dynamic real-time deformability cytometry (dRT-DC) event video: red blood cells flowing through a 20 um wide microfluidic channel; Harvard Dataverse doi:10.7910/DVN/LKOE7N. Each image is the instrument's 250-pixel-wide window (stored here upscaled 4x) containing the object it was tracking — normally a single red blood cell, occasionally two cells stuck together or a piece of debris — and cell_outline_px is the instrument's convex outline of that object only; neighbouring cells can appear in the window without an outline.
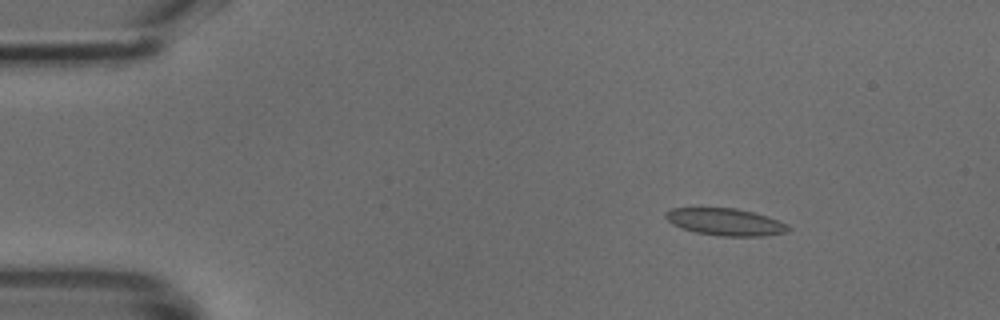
{"species": "common noctule bat (a hibernating species)", "species_latin": "Nyctalus noctula", "temperature_condition": "cold", "stored_images_in_passage": 47, "camera_frame_rate_fps": 3000, "um_per_image_px": 0.085, "animal": {"sex": "male", "body_mass_g": 18.8}, "frame": {"image": 1, "passage_image": 6, "time_ms": 1.667, "image_size_px": [1000, 320], "cell_outline_px": [[792, 228], [788, 232], [764, 236], [720, 236], [696, 232], [680, 228], [672, 224], [664, 216], [664, 212], [672, 208], [736, 208], [768, 216], [788, 224]], "centroid_in_image_um": [61.68, 18.87], "position_along_channel_um": 23.3, "area_um2": 19.54}}
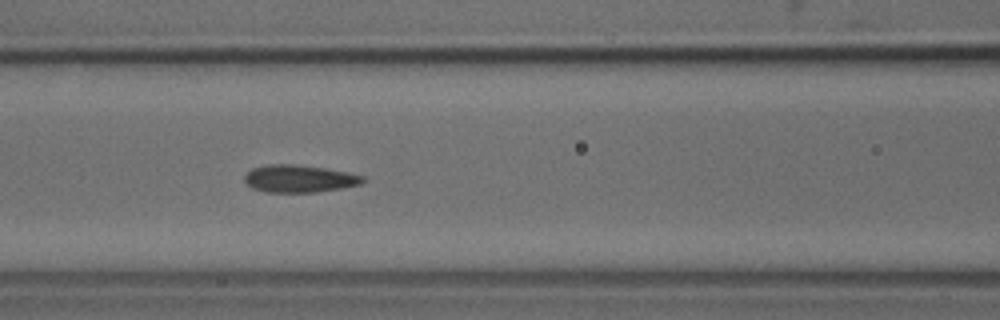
{"frame": {"image": 2, "passage_image": 20, "time_ms": 6.333, "image_size_px": [1000, 320], "cell_outline_px": [[364, 180], [360, 184], [340, 188], [316, 192], [264, 192], [252, 188], [244, 180], [244, 176], [252, 168], [268, 164], [296, 164], [324, 168], [348, 172], [364, 176]], "centroid_in_image_um": [25.41, 15.18], "position_along_channel_um": 141.2, "area_um2": 18.84}}
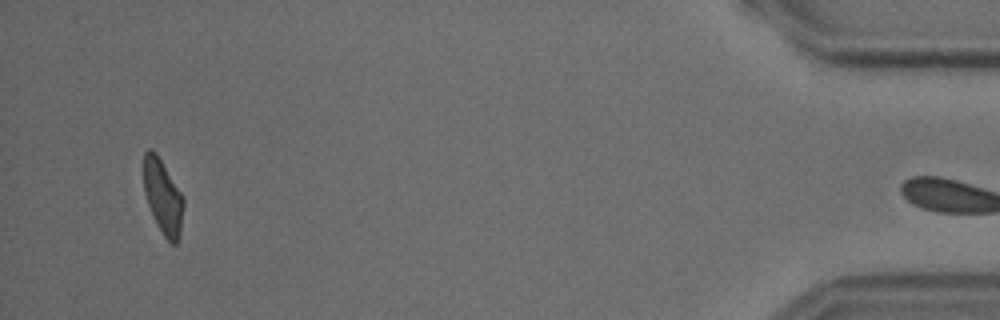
{"frame": {"image": 3, "passage_image": 46, "time_ms": 15.0, "image_size_px": [1000, 320], "cell_outline_px": [[184, 208], [180, 236], [176, 244], [172, 244], [164, 236], [148, 204], [144, 192], [144, 152], [148, 148], [152, 148], [156, 152], [184, 196]], "centroid_in_image_um": [13.87, 16.69], "position_along_channel_um": 421.3, "area_um2": 17.28}}